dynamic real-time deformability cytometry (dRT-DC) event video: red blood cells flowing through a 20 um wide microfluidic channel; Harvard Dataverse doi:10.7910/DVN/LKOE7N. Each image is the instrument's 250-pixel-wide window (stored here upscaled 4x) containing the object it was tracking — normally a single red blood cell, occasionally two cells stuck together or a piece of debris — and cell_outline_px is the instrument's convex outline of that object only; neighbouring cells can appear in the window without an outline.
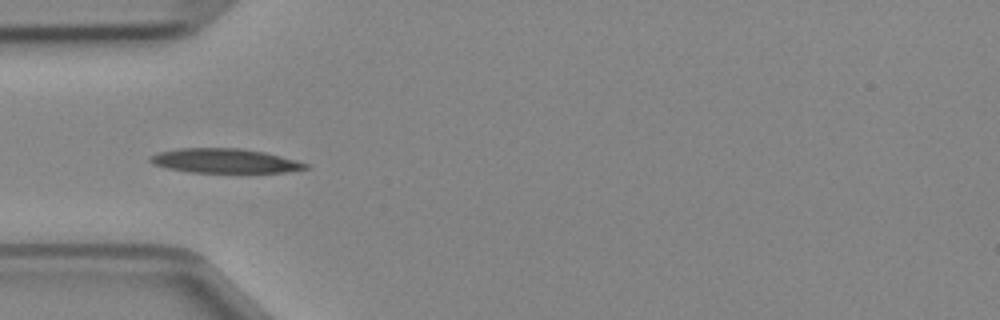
{"species": "Egyptian fruit bat (a non-hibernating species)", "species_latin": "Rousettus aegyptiacus", "temperature_condition": "cold", "stored_images_in_passage": 34, "camera_frame_rate_fps": 3000, "um_per_image_px": 0.085, "animal": {"sex": "female"}, "frame": {"image": 1, "passage_image": 1, "time_ms": 0.0, "image_size_px": [1000, 320], "cell_outline_px": [[308, 168], [284, 172], [188, 172], [168, 168], [152, 164], [148, 160], [148, 156], [160, 152], [180, 148], [240, 148], [264, 152], [296, 160], [308, 164]], "centroid_in_image_um": [19.06, 13.66], "position_along_channel_um": 65.9, "area_um2": 21.91}}
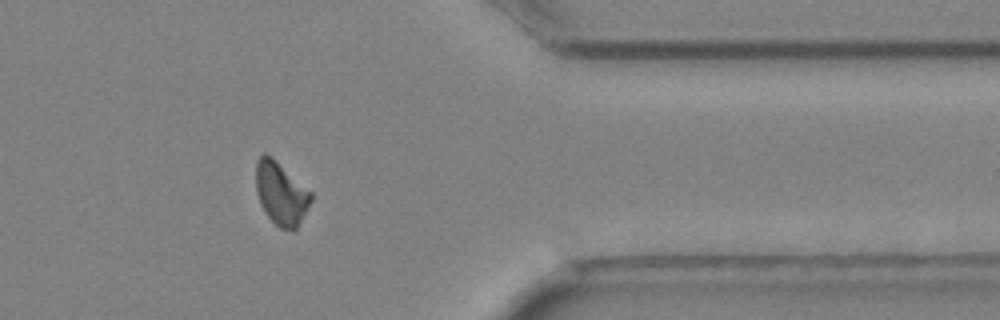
{"frame": {"image": 2, "passage_image": 25, "time_ms": 8.0, "image_size_px": [1000, 320], "cell_outline_px": [[312, 200], [296, 228], [280, 228], [264, 212], [260, 204], [256, 192], [256, 160], [264, 152], [272, 156], [312, 192]], "centroid_in_image_um": [23.86, 16.39], "position_along_channel_um": 387.5, "area_um2": 20.06}}
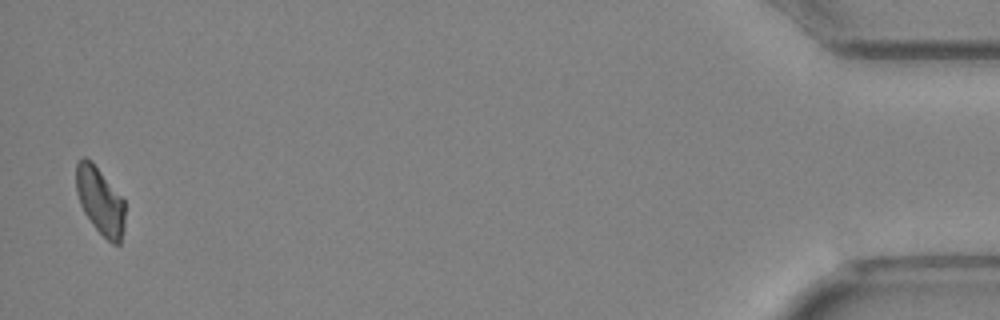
{"frame": {"image": 3, "passage_image": 33, "time_ms": 10.667, "image_size_px": [1000, 320], "cell_outline_px": [[124, 228], [120, 244], [112, 244], [92, 224], [84, 212], [80, 204], [76, 192], [76, 164], [84, 156], [92, 160], [124, 200]], "centroid_in_image_um": [8.5, 17.06], "position_along_channel_um": 426.7, "area_um2": 19.07}}